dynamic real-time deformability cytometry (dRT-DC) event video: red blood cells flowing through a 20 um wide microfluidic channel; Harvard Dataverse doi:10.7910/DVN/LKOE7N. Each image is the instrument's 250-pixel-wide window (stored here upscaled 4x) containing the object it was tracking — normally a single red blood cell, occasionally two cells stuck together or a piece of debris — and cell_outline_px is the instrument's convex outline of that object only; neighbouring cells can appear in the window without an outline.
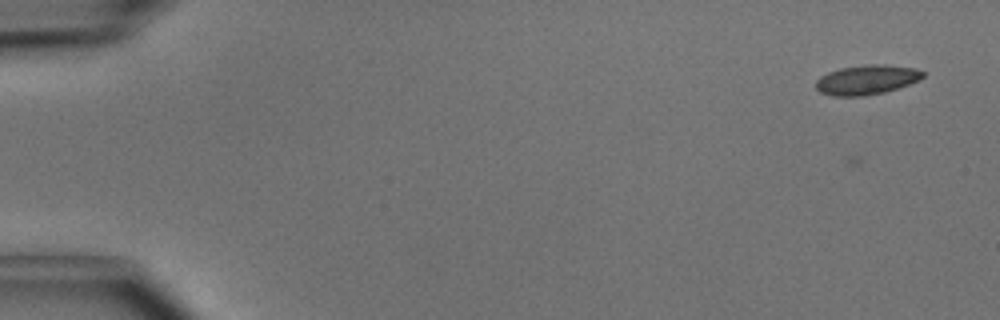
{"species": "common noctule bat (a hibernating species)", "species_latin": "Nyctalus noctula", "temperature_condition": "cold", "stored_images_in_passage": 41, "camera_frame_rate_fps": 3000, "um_per_image_px": 0.085, "animal": {"sex": "male", "body_mass_g": 15.6}, "frame": {"image": 1, "passage_image": 2, "time_ms": 0.333, "image_size_px": [1000, 320], "cell_outline_px": [[924, 76], [920, 80], [884, 92], [864, 96], [832, 96], [820, 92], [816, 88], [816, 80], [820, 76], [828, 72], [840, 68], [872, 64], [884, 64], [912, 68], [924, 72]], "centroid_in_image_um": [73.64, 6.78], "position_along_channel_um": 11.4, "area_um2": 18.32}}
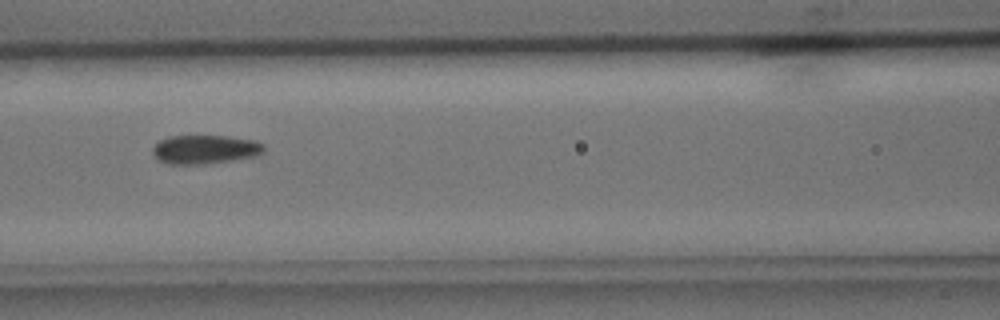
{"frame": {"image": 2, "passage_image": 22, "time_ms": 7.0, "image_size_px": [1000, 320], "cell_outline_px": [[264, 152], [260, 156], [204, 164], [168, 164], [156, 160], [152, 152], [152, 148], [160, 140], [168, 136], [228, 136], [256, 140], [264, 144]], "centroid_in_image_um": [17.44, 12.7], "position_along_channel_um": 149.2, "area_um2": 19.02}}
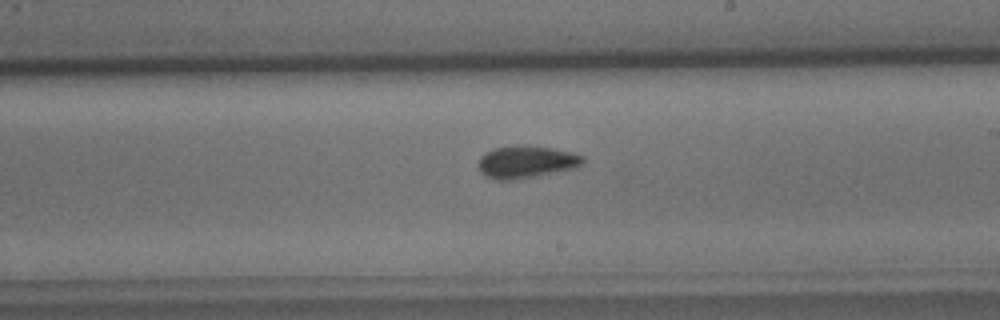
{"frame": {"image": 3, "passage_image": 29, "time_ms": 9.333, "image_size_px": [1000, 320], "cell_outline_px": [[584, 160], [576, 168], [556, 172], [512, 180], [496, 180], [480, 172], [476, 164], [480, 156], [484, 152], [496, 148], [528, 144], [552, 148], [572, 152], [584, 156]], "centroid_in_image_um": [44.7, 13.75], "position_along_channel_um": 244.3, "area_um2": 19.83}, "authors_computed_cell_mechanics": {"area_um2": 18.5538, "velocity_mm_per_s": 4.0902, "shape_relaxation_time_tau1_ms": 4.0747, "shape_relaxation_time_tau2_ms": 2.5986, "deformation_change_tau1": 0.1197, "deformation_change_tau2": 0.0674}}